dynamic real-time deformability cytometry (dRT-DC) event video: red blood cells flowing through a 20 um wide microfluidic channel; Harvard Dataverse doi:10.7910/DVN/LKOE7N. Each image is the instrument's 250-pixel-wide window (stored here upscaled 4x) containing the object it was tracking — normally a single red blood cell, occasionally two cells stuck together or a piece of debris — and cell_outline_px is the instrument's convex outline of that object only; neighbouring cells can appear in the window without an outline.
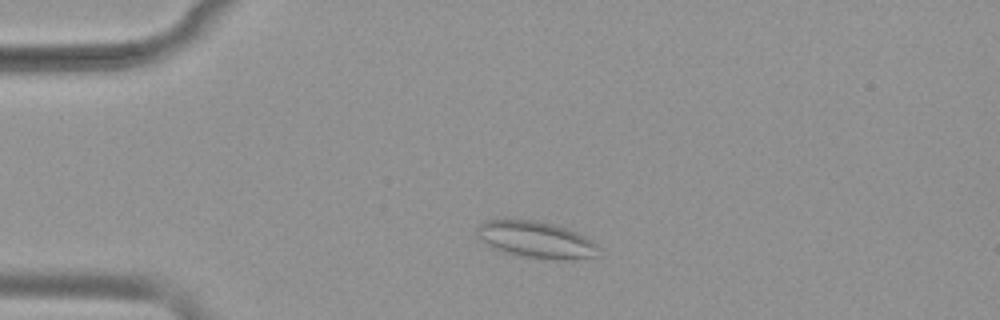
{"species": "common noctule bat (a hibernating species)", "species_latin": "Nyctalus noctula", "temperature_condition": "warm", "stored_images_in_passage": 48, "camera_frame_rate_fps": 3000, "um_per_image_px": 0.085, "animal": {"sex": "female", "body_mass_g": 19.9}, "frame": {"image": 1, "passage_image": 8, "time_ms": 2.333, "image_size_px": [1000, 320], "cell_outline_px": [[600, 248], [596, 256], [560, 260], [556, 260], [524, 256], [504, 252], [488, 244], [476, 236], [476, 228], [484, 220], [504, 216], [532, 220], [552, 224], [568, 228], [592, 240]], "centroid_in_image_um": [45.5, 20.32], "position_along_channel_um": 39.5, "area_um2": 26.3}}
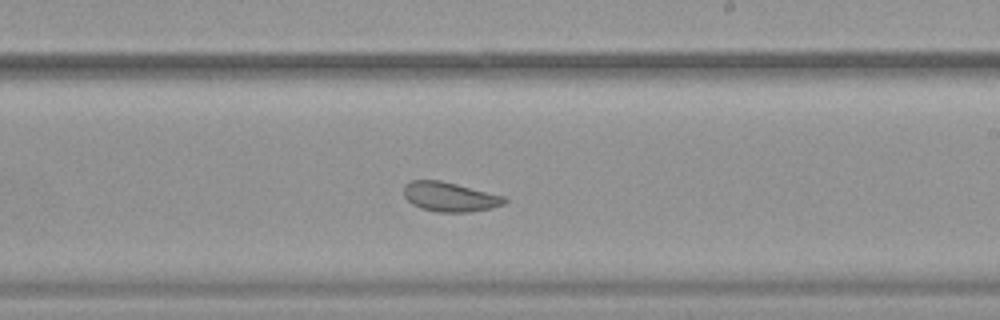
{"frame": {"image": 2, "passage_image": 27, "time_ms": 8.667, "image_size_px": [1000, 320], "cell_outline_px": [[508, 200], [504, 204], [492, 208], [472, 212], [436, 212], [420, 208], [412, 204], [404, 196], [404, 184], [412, 180], [440, 180], [504, 196]], "centroid_in_image_um": [38.22, 16.74], "position_along_channel_um": 250.8, "area_um2": 17.34}}
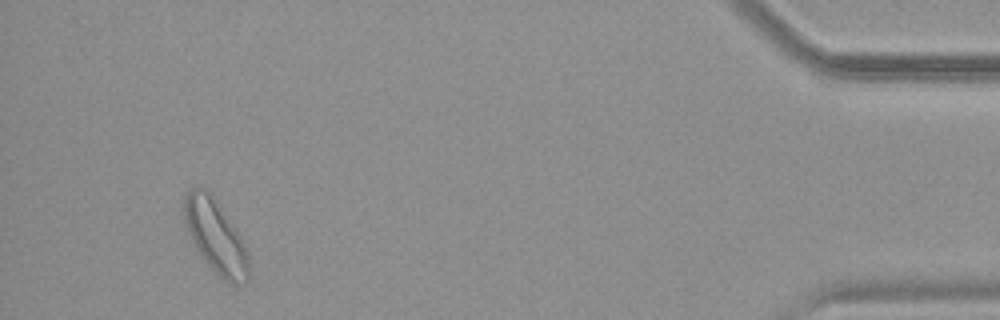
{"frame": {"image": 3, "passage_image": 45, "time_ms": 14.667, "image_size_px": [1000, 320], "cell_outline_px": [[248, 280], [244, 284], [228, 284], [204, 260], [196, 248], [188, 232], [184, 220], [184, 196], [196, 184], [204, 188], [208, 192], [236, 228], [248, 252]], "centroid_in_image_um": [18.32, 20.11], "position_along_channel_um": 416.9, "area_um2": 27.22}, "authors_computed_cell_mechanics": {"area_um2": 21.4149, "velocity_mm_per_s": 3.874, "shape_relaxation_time_tau1_ms": null, "shape_relaxation_time_tau2_ms": 2.2774, "deformation_change_tau1": null, "deformation_change_tau2": 0.0802}}